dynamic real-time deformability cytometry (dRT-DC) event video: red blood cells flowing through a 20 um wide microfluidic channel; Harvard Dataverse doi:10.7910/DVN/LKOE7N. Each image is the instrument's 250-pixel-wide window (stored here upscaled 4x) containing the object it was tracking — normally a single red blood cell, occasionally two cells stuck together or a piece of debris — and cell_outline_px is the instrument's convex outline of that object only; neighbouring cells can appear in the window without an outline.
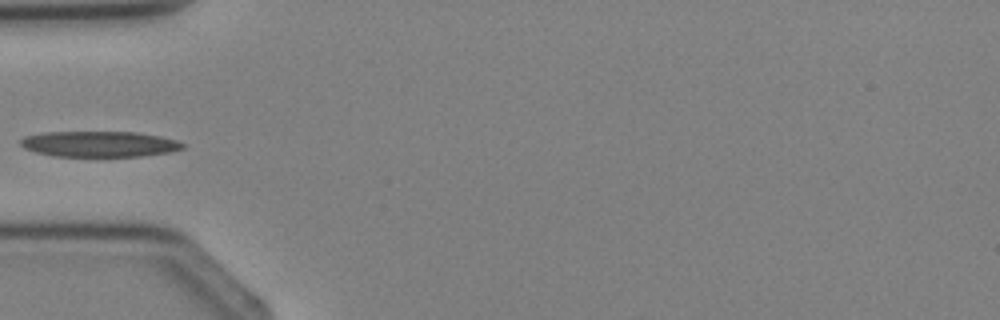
{"species": "Egyptian fruit bat (a non-hibernating species)", "species_latin": "Rousettus aegyptiacus", "temperature_condition": "cold", "stored_images_in_passage": 3, "camera_frame_rate_fps": 3000, "um_per_image_px": 0.085, "animal": {"sex": "female"}, "frame": {"image": 1, "passage_image": 3, "time_ms": 2.333, "image_size_px": [1000, 320], "cell_outline_px": [[184, 148], [168, 152], [140, 156], [52, 156], [36, 152], [24, 148], [20, 144], [20, 140], [24, 136], [44, 132], [136, 132], [160, 136], [176, 140], [184, 144]], "centroid_in_image_um": [8.41, 12.24], "position_along_channel_um": 76.6, "area_um2": 24.22}}